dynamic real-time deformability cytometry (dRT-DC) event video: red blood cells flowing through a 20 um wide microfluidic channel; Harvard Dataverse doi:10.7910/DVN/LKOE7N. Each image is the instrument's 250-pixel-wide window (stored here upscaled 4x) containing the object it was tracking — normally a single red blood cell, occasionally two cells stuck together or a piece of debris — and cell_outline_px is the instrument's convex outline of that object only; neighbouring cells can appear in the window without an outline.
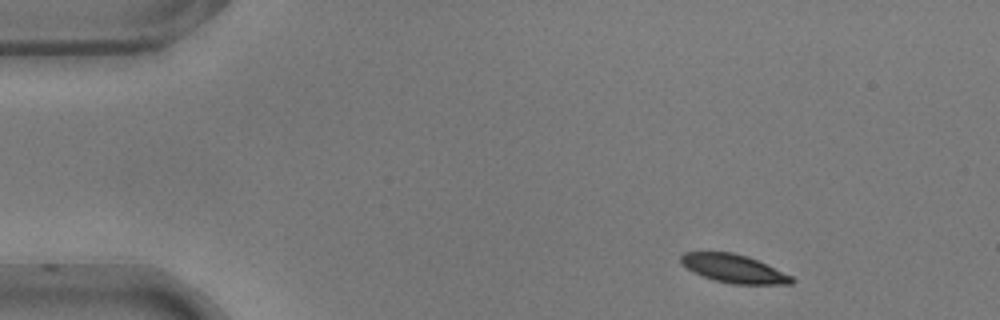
{"species": "common noctule bat (a hibernating species)", "species_latin": "Nyctalus noctula", "temperature_condition": "warm", "stored_images_in_passage": 48, "camera_frame_rate_fps": 3000, "um_per_image_px": 0.085, "animal": {"sex": "male", "body_mass_g": 17.9}, "frame": {"image": 1, "passage_image": 1, "time_ms": 0.0, "image_size_px": [1000, 320], "cell_outline_px": [[796, 280], [792, 284], [732, 284], [716, 280], [692, 272], [680, 264], [680, 256], [684, 252], [732, 252], [748, 256], [792, 276]], "centroid_in_image_um": [62.35, 22.83], "position_along_channel_um": 22.7, "area_um2": 18.26}}
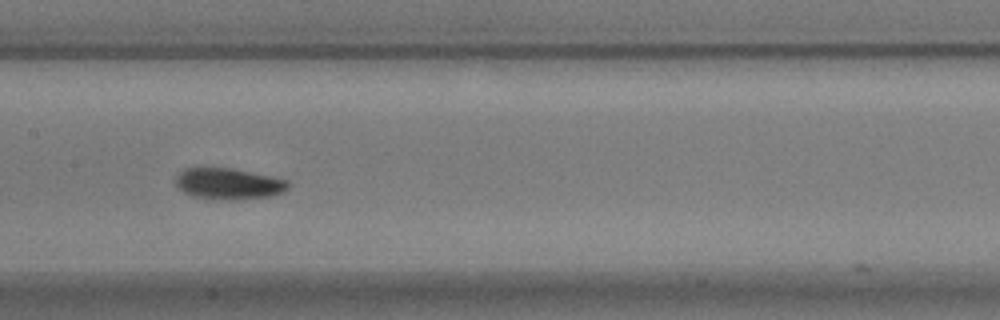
{"frame": {"image": 2, "passage_image": 21, "time_ms": 6.667, "image_size_px": [1000, 320], "cell_outline_px": [[288, 188], [284, 192], [272, 196], [228, 200], [192, 196], [184, 192], [172, 180], [184, 168], [232, 168], [272, 176], [288, 180]], "centroid_in_image_um": [19.43, 15.61], "position_along_channel_um": 188.0, "area_um2": 20.46}}
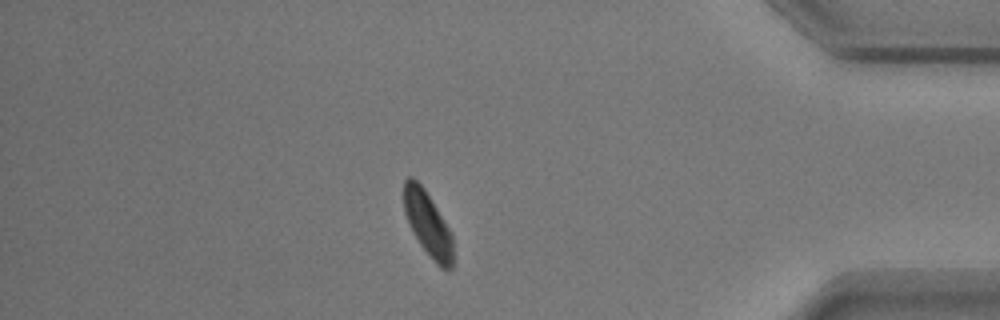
{"frame": {"image": 3, "passage_image": 41, "time_ms": 13.333, "image_size_px": [1000, 320], "cell_outline_px": [[452, 268], [440, 268], [432, 260], [420, 244], [412, 232], [408, 224], [404, 212], [404, 180], [408, 176], [412, 176], [424, 188], [452, 232]], "centroid_in_image_um": [36.35, 19.02], "position_along_channel_um": 398.9, "area_um2": 18.5}, "authors_computed_cell_mechanics": {"area_um2": 19.8254, "velocity_mm_per_s": 3.6954, "shape_relaxation_time_tau1_ms": 2.3147, "shape_relaxation_time_tau2_ms": 11.2368, "deformation_change_tau1": 0.0877, "deformation_change_tau2": 0.1363}}